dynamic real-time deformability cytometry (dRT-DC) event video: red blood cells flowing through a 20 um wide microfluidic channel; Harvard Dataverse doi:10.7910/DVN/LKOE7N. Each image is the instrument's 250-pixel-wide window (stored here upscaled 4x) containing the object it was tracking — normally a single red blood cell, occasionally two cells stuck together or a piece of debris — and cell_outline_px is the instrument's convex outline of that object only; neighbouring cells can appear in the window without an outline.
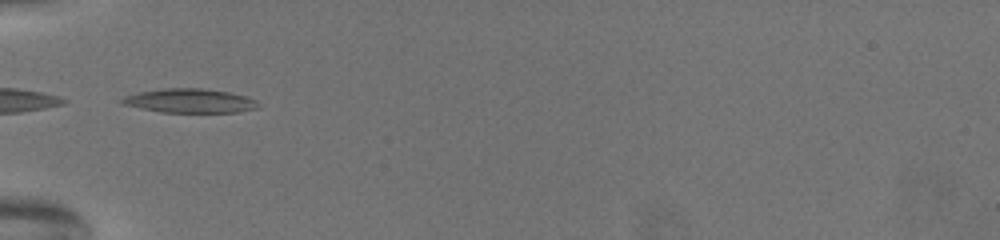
{"species": "common noctule bat (a hibernating species)", "species_latin": "Nyctalus noctula", "temperature_condition": "warm", "stored_images_in_passage": 8, "camera_frame_rate_fps": 3000, "um_per_image_px": 0.085, "animal": {"sex": "female", "body_mass_g": 19.5, "forearm_length_mm": 54.1}, "frame": {"image": 1, "passage_image": 1, "time_ms": 0.0, "image_size_px": [1000, 240], "cell_outline_px": [[256, 108], [236, 112], [160, 112], [124, 104], [120, 100], [124, 96], [140, 92], [164, 88], [200, 88], [228, 92], [244, 96], [252, 100]], "centroid_in_image_um": [16.05, 8.56], "position_along_channel_um": 68.9, "area_um2": 18.5}}
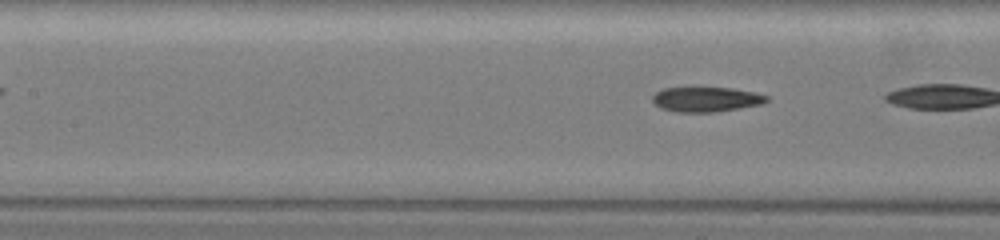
{"frame": {"image": 2, "passage_image": 7, "time_ms": 2.0, "image_size_px": [1000, 240], "cell_outline_px": [[768, 100], [760, 104], [712, 112], [676, 112], [664, 108], [656, 104], [652, 100], [652, 96], [656, 92], [664, 88], [732, 88], [752, 92], [768, 96]], "centroid_in_image_um": [59.99, 8.44], "position_along_channel_um": 147.4, "area_um2": 16.07}}